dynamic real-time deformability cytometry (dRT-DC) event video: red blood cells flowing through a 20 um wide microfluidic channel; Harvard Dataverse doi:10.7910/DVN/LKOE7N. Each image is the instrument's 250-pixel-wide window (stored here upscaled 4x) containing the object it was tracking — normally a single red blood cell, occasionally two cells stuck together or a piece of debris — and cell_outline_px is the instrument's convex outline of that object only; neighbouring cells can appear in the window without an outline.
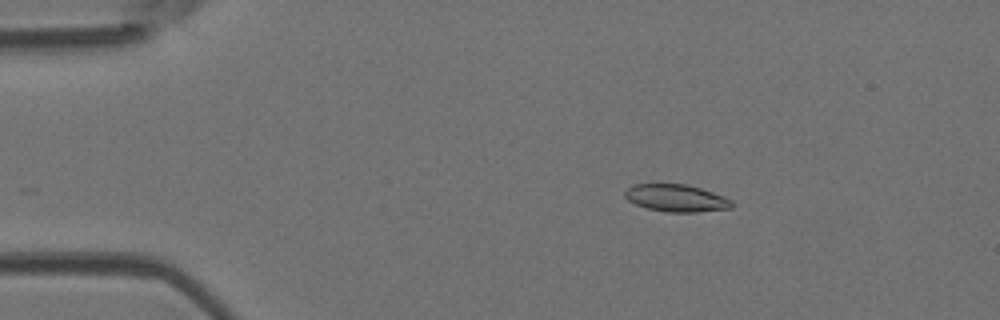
{"species": "Egyptian fruit bat (a non-hibernating species)", "species_latin": "Rousettus aegyptiacus", "temperature_condition": "room temperature", "stored_images_in_passage": 49, "camera_frame_rate_fps": 3000, "um_per_image_px": 0.085, "animal": {"sex": "female"}, "frame": {"image": 1, "passage_image": 9, "time_ms": 2.667, "image_size_px": [1000, 320], "cell_outline_px": [[732, 208], [696, 212], [668, 212], [648, 208], [636, 204], [628, 200], [624, 196], [624, 192], [632, 184], [656, 180], [688, 184], [724, 196], [732, 200]], "centroid_in_image_um": [57.41, 16.77], "position_along_channel_um": 27.6, "area_um2": 17.74}}
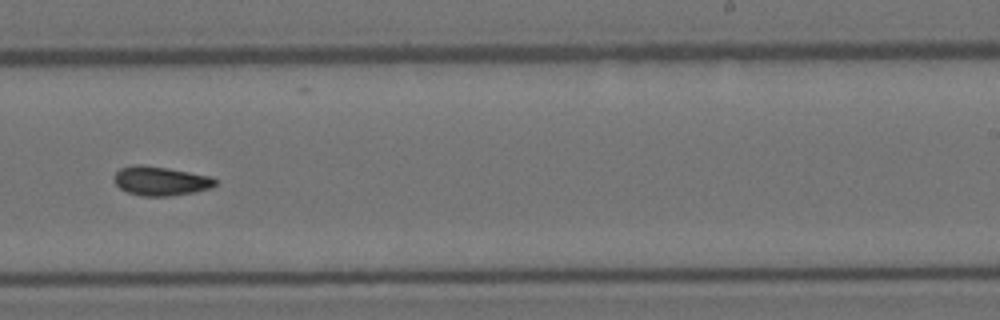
{"frame": {"image": 2, "passage_image": 31, "time_ms": 10.0, "image_size_px": [1000, 320], "cell_outline_px": [[216, 184], [212, 188], [196, 192], [172, 196], [140, 196], [128, 192], [120, 188], [116, 184], [112, 176], [120, 168], [132, 164], [140, 164], [168, 168], [212, 176], [216, 180]], "centroid_in_image_um": [13.65, 15.38], "position_along_channel_um": 275.3, "area_um2": 17.46}}
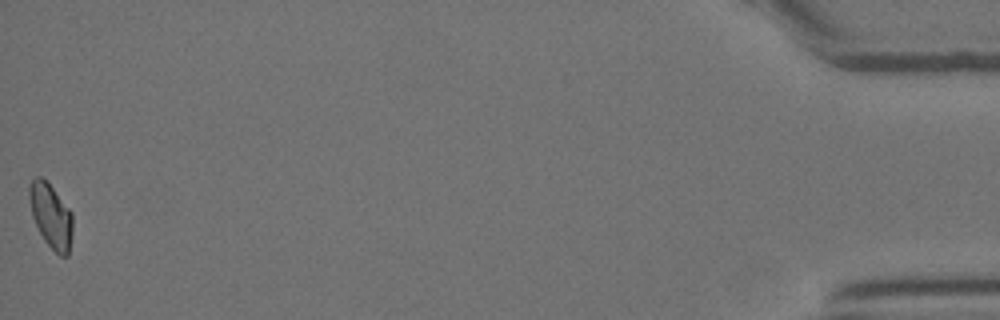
{"frame": {"image": 3, "passage_image": 49, "time_ms": 16.0, "image_size_px": [1000, 320], "cell_outline_px": [[72, 236], [68, 256], [60, 256], [44, 240], [32, 216], [28, 196], [28, 188], [32, 180], [36, 176], [40, 176], [52, 188], [72, 212]], "centroid_in_image_um": [4.33, 18.35], "position_along_channel_um": 430.9, "area_um2": 16.07}, "authors_computed_cell_mechanics": {"area_um2": 16.8776, "velocity_mm_per_s": 4.2157, "shape_relaxation_time_tau1_ms": null, "shape_relaxation_time_tau2_ms": 9.3315, "deformation_change_tau1": null, "deformation_change_tau2": 0.1446}}